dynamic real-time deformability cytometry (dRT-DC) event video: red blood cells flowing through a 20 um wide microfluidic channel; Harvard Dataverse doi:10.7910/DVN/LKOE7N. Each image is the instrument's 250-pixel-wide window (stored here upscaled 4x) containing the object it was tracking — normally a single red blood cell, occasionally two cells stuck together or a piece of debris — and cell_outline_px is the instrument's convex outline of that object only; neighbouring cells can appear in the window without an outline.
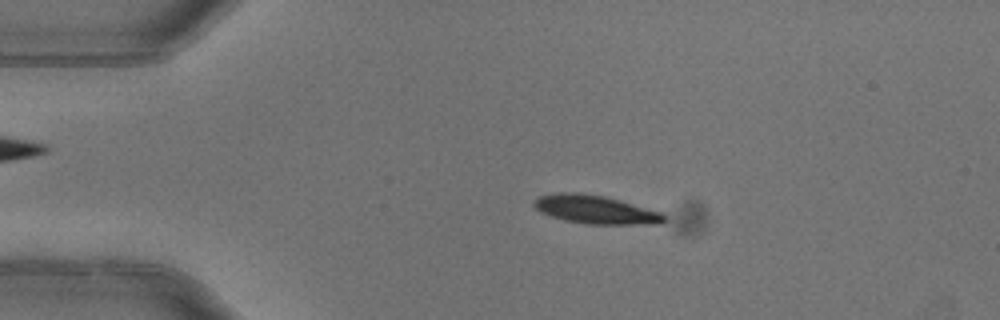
{"species": "common noctule bat (a hibernating species)", "species_latin": "Nyctalus noctula", "temperature_condition": "warm", "stored_images_in_passage": 4, "camera_frame_rate_fps": 3000, "um_per_image_px": 0.085, "animal": {"sex": "female"}, "frame": {"image": 1, "passage_image": 3, "time_ms": 0.667, "image_size_px": [1000, 320], "cell_outline_px": [[668, 220], [660, 224], [588, 224], [564, 220], [540, 212], [532, 204], [532, 200], [536, 196], [556, 192], [580, 192], [604, 196], [660, 212]], "centroid_in_image_um": [50.55, 17.8], "position_along_channel_um": 34.4, "area_um2": 21.62}}